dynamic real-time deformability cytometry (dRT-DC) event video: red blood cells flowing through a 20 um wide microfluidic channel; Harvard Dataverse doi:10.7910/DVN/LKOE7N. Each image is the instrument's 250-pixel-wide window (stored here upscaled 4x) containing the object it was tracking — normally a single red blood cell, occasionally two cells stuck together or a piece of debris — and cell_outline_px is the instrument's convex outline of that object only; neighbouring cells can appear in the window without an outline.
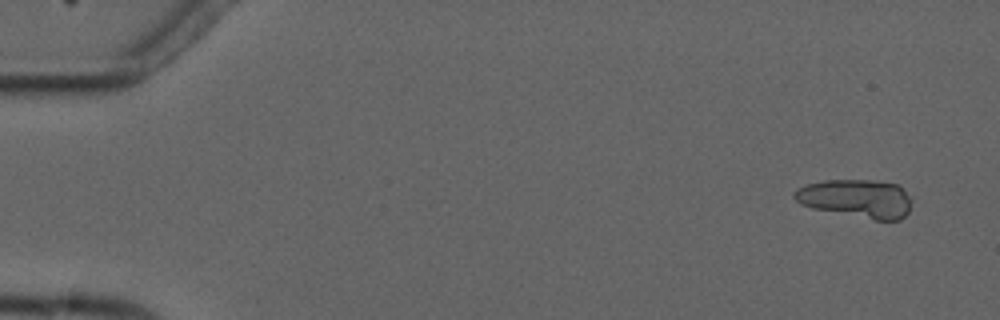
{"species": "common noctule bat (a hibernating species)", "species_latin": "Nyctalus noctula", "temperature_condition": "cold", "stored_images_in_passage": 5, "camera_frame_rate_fps": 3000, "um_per_image_px": 0.085, "animal": {"sex": "male", "forearm_length_mm": 52.5}, "frame": {"image": 1, "passage_image": 1, "time_ms": 0.0, "image_size_px": [1000, 320], "cell_outline_px": [[908, 212], [900, 220], [876, 220], [812, 208], [800, 204], [792, 196], [792, 192], [796, 188], [804, 184], [824, 180], [872, 180], [900, 184], [904, 188], [908, 196]], "centroid_in_image_um": [72.73, 16.86], "position_along_channel_um": 12.3, "area_um2": 26.3}}